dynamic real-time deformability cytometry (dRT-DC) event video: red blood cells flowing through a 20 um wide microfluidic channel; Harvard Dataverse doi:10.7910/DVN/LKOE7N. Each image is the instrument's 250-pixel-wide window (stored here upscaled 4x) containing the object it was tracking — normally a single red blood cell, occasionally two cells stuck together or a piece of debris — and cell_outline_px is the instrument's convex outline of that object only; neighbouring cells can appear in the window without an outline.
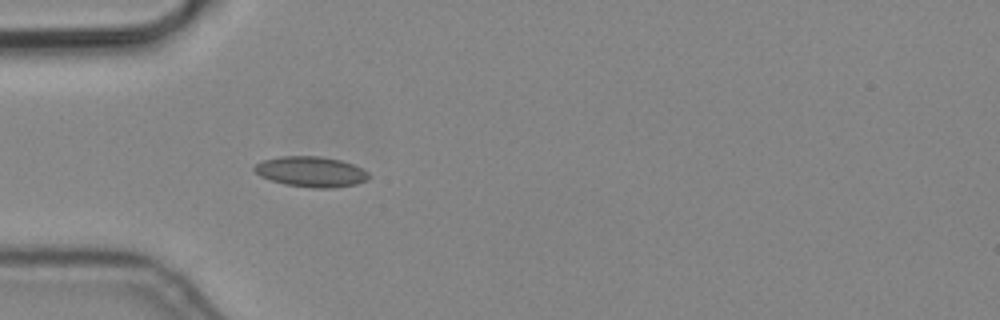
{"species": "common noctule bat (a hibernating species)", "species_latin": "Nyctalus noctula", "temperature_condition": "cold", "stored_images_in_passage": 1, "camera_frame_rate_fps": 3000, "um_per_image_px": 0.085, "animal": {"sex": "male", "body_mass_g": 19.2, "forearm_length_mm": 51.8}, "frame": {"image": 1, "passage_image": 1, "time_ms": 0.0, "image_size_px": [1000, 320], "cell_outline_px": [[368, 176], [364, 180], [356, 184], [332, 188], [312, 188], [284, 184], [260, 176], [252, 168], [256, 164], [264, 160], [280, 156], [320, 156], [340, 160], [352, 164], [368, 172]], "centroid_in_image_um": [26.4, 14.59], "position_along_channel_um": 58.6, "area_um2": 20.06}}